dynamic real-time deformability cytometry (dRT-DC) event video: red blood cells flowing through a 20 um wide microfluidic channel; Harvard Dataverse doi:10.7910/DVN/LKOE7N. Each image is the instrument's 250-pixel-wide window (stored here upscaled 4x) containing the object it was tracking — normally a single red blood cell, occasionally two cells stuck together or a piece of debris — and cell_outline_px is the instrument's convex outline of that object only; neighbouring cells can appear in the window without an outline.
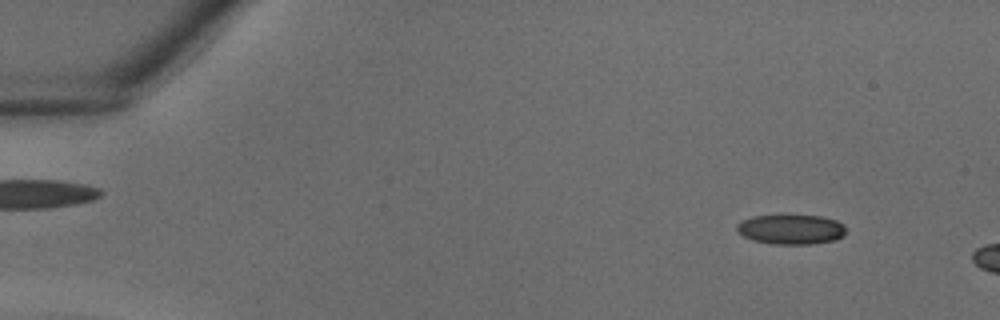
{"species": "common noctule bat (a hibernating species)", "species_latin": "Nyctalus noctula", "temperature_condition": "warm", "stored_images_in_passage": 8, "camera_frame_rate_fps": 3000, "um_per_image_px": 0.085, "animal": {"sex": "male", "body_mass_g": 18.8}, "frame": {"image": 1, "passage_image": 4, "time_ms": 1.0, "image_size_px": [1000, 320], "cell_outline_px": [[844, 232], [836, 240], [812, 244], [772, 244], [752, 240], [744, 236], [736, 228], [736, 224], [752, 216], [820, 216], [836, 220], [844, 228]], "centroid_in_image_um": [67.2, 19.51], "position_along_channel_um": 17.8, "area_um2": 18.55}}